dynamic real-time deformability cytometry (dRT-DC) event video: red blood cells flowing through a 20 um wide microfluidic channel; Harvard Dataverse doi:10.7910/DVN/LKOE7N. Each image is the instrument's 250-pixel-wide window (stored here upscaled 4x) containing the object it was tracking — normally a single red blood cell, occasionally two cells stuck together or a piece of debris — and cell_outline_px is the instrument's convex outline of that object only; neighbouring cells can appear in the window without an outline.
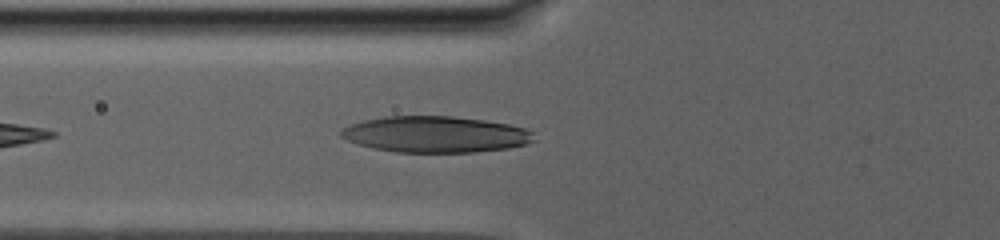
{"species": "human", "species_latin": "Homo sapiens", "temperature_condition": "warm", "stored_images_in_passage": 4, "camera_frame_rate_fps": 3000, "um_per_image_px": 0.085, "donor": {"sex": "male"}, "frame": {"image": 1, "passage_image": 4, "time_ms": 3.0, "image_size_px": [1000, 240], "cell_outline_px": [[536, 140], [524, 144], [508, 148], [476, 152], [396, 152], [372, 148], [356, 144], [340, 136], [340, 128], [364, 120], [384, 116], [452, 116], [484, 120], [508, 124], [524, 128], [532, 132]], "centroid_in_image_um": [36.98, 11.42], "position_along_channel_um": 88.8, "area_um2": 40.81}}